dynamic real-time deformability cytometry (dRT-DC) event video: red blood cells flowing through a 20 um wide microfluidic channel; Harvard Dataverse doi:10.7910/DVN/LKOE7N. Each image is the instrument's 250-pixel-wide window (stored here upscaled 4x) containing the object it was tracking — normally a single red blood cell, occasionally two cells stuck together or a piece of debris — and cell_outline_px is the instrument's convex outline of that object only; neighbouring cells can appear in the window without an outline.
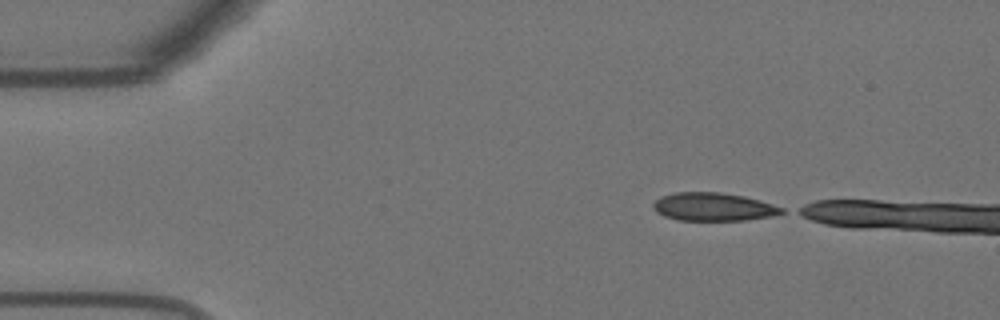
{"species": "Egyptian fruit bat (a non-hibernating species)", "species_latin": "Rousettus aegyptiacus", "temperature_condition": "warm", "stored_images_in_passage": 10, "camera_frame_rate_fps": 3000, "um_per_image_px": 0.085, "animal": {"sex": "female"}, "frame": {"image": 1, "passage_image": 1, "time_ms": 0.0, "image_size_px": [1000, 320], "cell_outline_px": [[784, 212], [772, 216], [748, 220], [676, 220], [664, 216], [656, 212], [652, 208], [652, 204], [660, 196], [676, 192], [720, 192], [744, 196], [760, 200], [784, 208]], "centroid_in_image_um": [60.61, 17.58], "position_along_channel_um": 24.4, "area_um2": 21.21}}